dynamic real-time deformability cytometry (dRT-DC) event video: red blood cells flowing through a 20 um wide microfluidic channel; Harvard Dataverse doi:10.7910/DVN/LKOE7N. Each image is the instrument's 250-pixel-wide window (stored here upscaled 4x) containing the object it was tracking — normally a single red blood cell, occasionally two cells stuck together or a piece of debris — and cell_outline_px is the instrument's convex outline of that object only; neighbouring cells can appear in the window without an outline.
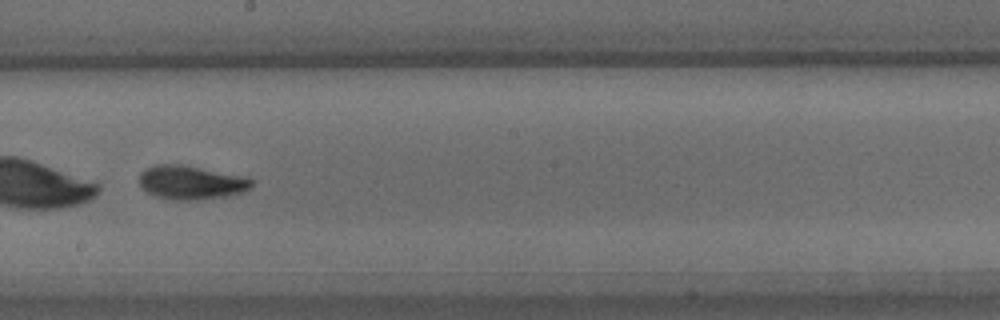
{"species": "common noctule bat (a hibernating species)", "species_latin": "Nyctalus noctula", "temperature_condition": "warm", "stored_images_in_passage": 54, "camera_frame_rate_fps": 3000, "um_per_image_px": 0.085, "animal": {"sex": "male", "body_mass_g": 15.6}, "frame": {"image": 1, "passage_image": 31, "time_ms": 10.0, "image_size_px": [1000, 320], "cell_outline_px": [[252, 184], [244, 192], [228, 196], [192, 200], [176, 200], [156, 196], [148, 192], [140, 184], [140, 172], [144, 168], [156, 164], [184, 164], [248, 176], [252, 180]], "centroid_in_image_um": [16.27, 15.48], "position_along_channel_um": 231.9, "area_um2": 22.37}}
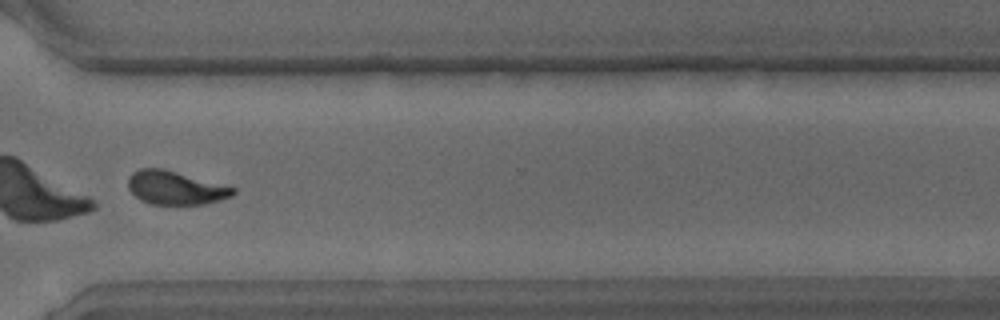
{"frame": {"image": 2, "passage_image": 41, "time_ms": 13.333, "image_size_px": [1000, 320], "cell_outline_px": [[236, 192], [232, 196], [220, 200], [204, 204], [152, 204], [140, 200], [128, 188], [128, 176], [132, 172], [140, 168], [164, 168], [236, 188]], "centroid_in_image_um": [14.9, 15.95], "position_along_channel_um": 355.7, "area_um2": 20.52}}